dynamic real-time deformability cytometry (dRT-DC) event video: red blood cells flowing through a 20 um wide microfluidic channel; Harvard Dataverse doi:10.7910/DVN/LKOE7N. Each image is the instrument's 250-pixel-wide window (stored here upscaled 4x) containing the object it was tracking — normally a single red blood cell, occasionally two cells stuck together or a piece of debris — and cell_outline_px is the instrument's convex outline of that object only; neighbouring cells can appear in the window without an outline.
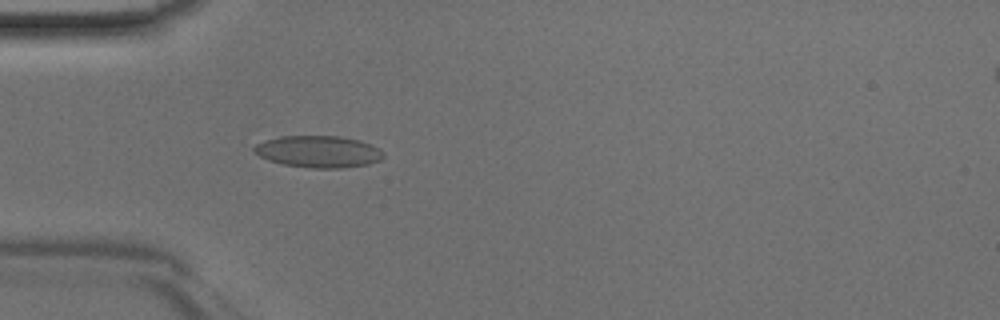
{"species": "Egyptian fruit bat (a non-hibernating species)", "species_latin": "Rousettus aegyptiacus", "temperature_condition": "room temperature", "stored_images_in_passage": 46, "camera_frame_rate_fps": 3000, "um_per_image_px": 0.085, "animal": {"sex": "male"}, "frame": {"image": 1, "passage_image": 14, "time_ms": 4.333, "image_size_px": [1000, 320], "cell_outline_px": [[384, 156], [380, 160], [368, 164], [340, 168], [312, 168], [284, 164], [268, 160], [260, 156], [252, 148], [256, 144], [280, 136], [340, 136], [356, 140], [380, 148], [384, 152]], "centroid_in_image_um": [27.08, 12.89], "position_along_channel_um": 57.9, "area_um2": 23.7}}
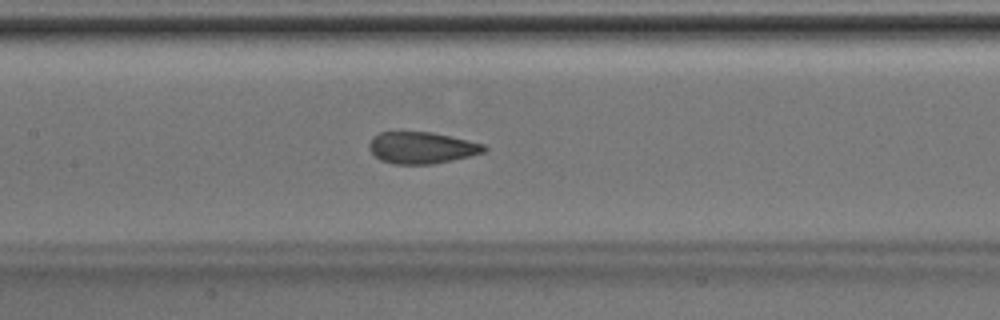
{"frame": {"image": 2, "passage_image": 22, "time_ms": 7.0, "image_size_px": [1000, 320], "cell_outline_px": [[488, 148], [484, 152], [452, 160], [432, 164], [392, 164], [380, 160], [368, 148], [368, 144], [372, 136], [380, 132], [432, 132], [484, 144]], "centroid_in_image_um": [35.81, 12.56], "position_along_channel_um": 171.6, "area_um2": 21.15}}
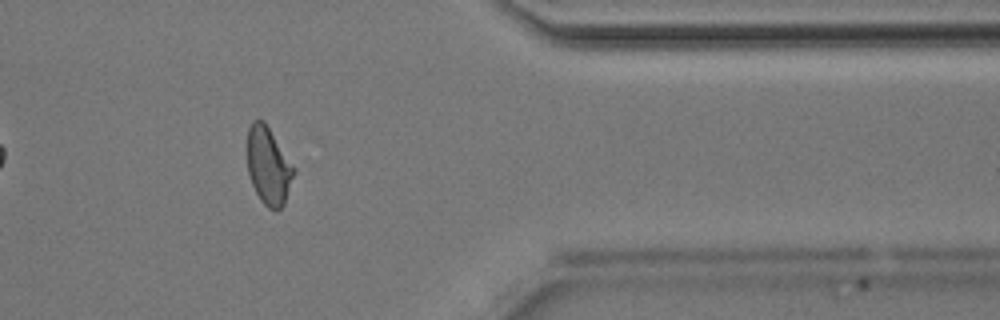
{"frame": {"image": 3, "passage_image": 38, "time_ms": 12.333, "image_size_px": [1000, 320], "cell_outline_px": [[296, 172], [284, 204], [276, 212], [268, 208], [260, 200], [252, 184], [248, 172], [248, 128], [252, 120], [264, 120], [296, 168]], "centroid_in_image_um": [22.84, 14.11], "position_along_channel_um": 388.6, "area_um2": 21.21}}